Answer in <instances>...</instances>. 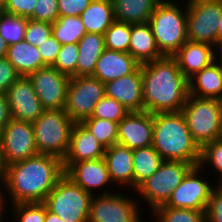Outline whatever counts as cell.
Wrapping results in <instances>:
<instances>
[{"label": "cell", "mask_w": 222, "mask_h": 222, "mask_svg": "<svg viewBox=\"0 0 222 222\" xmlns=\"http://www.w3.org/2000/svg\"><path fill=\"white\" fill-rule=\"evenodd\" d=\"M63 175V160L37 154L5 166L1 185L10 205L39 203L44 202Z\"/></svg>", "instance_id": "6da1fadb"}, {"label": "cell", "mask_w": 222, "mask_h": 222, "mask_svg": "<svg viewBox=\"0 0 222 222\" xmlns=\"http://www.w3.org/2000/svg\"><path fill=\"white\" fill-rule=\"evenodd\" d=\"M144 111L179 112L189 96L188 78L173 57L164 56L142 64Z\"/></svg>", "instance_id": "7a4b0ae2"}, {"label": "cell", "mask_w": 222, "mask_h": 222, "mask_svg": "<svg viewBox=\"0 0 222 222\" xmlns=\"http://www.w3.org/2000/svg\"><path fill=\"white\" fill-rule=\"evenodd\" d=\"M152 146L165 161L199 165L200 147L193 140L181 111L153 114Z\"/></svg>", "instance_id": "3957f363"}, {"label": "cell", "mask_w": 222, "mask_h": 222, "mask_svg": "<svg viewBox=\"0 0 222 222\" xmlns=\"http://www.w3.org/2000/svg\"><path fill=\"white\" fill-rule=\"evenodd\" d=\"M186 22L187 2L185 0H162L156 6L148 23L163 56L172 57L188 40Z\"/></svg>", "instance_id": "277c9868"}, {"label": "cell", "mask_w": 222, "mask_h": 222, "mask_svg": "<svg viewBox=\"0 0 222 222\" xmlns=\"http://www.w3.org/2000/svg\"><path fill=\"white\" fill-rule=\"evenodd\" d=\"M32 124L38 153L63 160L75 124L65 110H45Z\"/></svg>", "instance_id": "5b68a950"}, {"label": "cell", "mask_w": 222, "mask_h": 222, "mask_svg": "<svg viewBox=\"0 0 222 222\" xmlns=\"http://www.w3.org/2000/svg\"><path fill=\"white\" fill-rule=\"evenodd\" d=\"M192 138L200 149L219 140L222 121V101L189 95L181 109Z\"/></svg>", "instance_id": "8992f818"}, {"label": "cell", "mask_w": 222, "mask_h": 222, "mask_svg": "<svg viewBox=\"0 0 222 222\" xmlns=\"http://www.w3.org/2000/svg\"><path fill=\"white\" fill-rule=\"evenodd\" d=\"M92 198L93 195L64 174L43 203L63 222H88Z\"/></svg>", "instance_id": "52a82bcc"}, {"label": "cell", "mask_w": 222, "mask_h": 222, "mask_svg": "<svg viewBox=\"0 0 222 222\" xmlns=\"http://www.w3.org/2000/svg\"><path fill=\"white\" fill-rule=\"evenodd\" d=\"M192 167L191 163L164 160L159 169L135 190L136 196L140 198L137 199L139 204L143 203L142 208L147 203L145 208L149 207L147 211L150 213L165 204Z\"/></svg>", "instance_id": "ba28073f"}, {"label": "cell", "mask_w": 222, "mask_h": 222, "mask_svg": "<svg viewBox=\"0 0 222 222\" xmlns=\"http://www.w3.org/2000/svg\"><path fill=\"white\" fill-rule=\"evenodd\" d=\"M117 191L93 196L88 222H148L143 221L144 214L135 191Z\"/></svg>", "instance_id": "9c48e42d"}, {"label": "cell", "mask_w": 222, "mask_h": 222, "mask_svg": "<svg viewBox=\"0 0 222 222\" xmlns=\"http://www.w3.org/2000/svg\"><path fill=\"white\" fill-rule=\"evenodd\" d=\"M185 1L188 41L207 43L217 48V28L222 16V0Z\"/></svg>", "instance_id": "30bf717a"}, {"label": "cell", "mask_w": 222, "mask_h": 222, "mask_svg": "<svg viewBox=\"0 0 222 222\" xmlns=\"http://www.w3.org/2000/svg\"><path fill=\"white\" fill-rule=\"evenodd\" d=\"M105 96V84L93 76L70 77L65 112L74 123L92 116L95 105Z\"/></svg>", "instance_id": "8fae6325"}, {"label": "cell", "mask_w": 222, "mask_h": 222, "mask_svg": "<svg viewBox=\"0 0 222 222\" xmlns=\"http://www.w3.org/2000/svg\"><path fill=\"white\" fill-rule=\"evenodd\" d=\"M205 173L208 174V171L203 170L199 165L193 166L164 205L171 208L206 210L213 188L217 183H214V178L210 180V176L208 177Z\"/></svg>", "instance_id": "7c38bea8"}, {"label": "cell", "mask_w": 222, "mask_h": 222, "mask_svg": "<svg viewBox=\"0 0 222 222\" xmlns=\"http://www.w3.org/2000/svg\"><path fill=\"white\" fill-rule=\"evenodd\" d=\"M37 154L33 124L11 119L0 133V158L3 167Z\"/></svg>", "instance_id": "4fadbf2b"}, {"label": "cell", "mask_w": 222, "mask_h": 222, "mask_svg": "<svg viewBox=\"0 0 222 222\" xmlns=\"http://www.w3.org/2000/svg\"><path fill=\"white\" fill-rule=\"evenodd\" d=\"M63 168L66 176L93 196L106 195L118 190L111 182L104 158L63 163Z\"/></svg>", "instance_id": "5bb4252c"}, {"label": "cell", "mask_w": 222, "mask_h": 222, "mask_svg": "<svg viewBox=\"0 0 222 222\" xmlns=\"http://www.w3.org/2000/svg\"><path fill=\"white\" fill-rule=\"evenodd\" d=\"M45 110H64L70 77L47 66L28 76Z\"/></svg>", "instance_id": "9a60e30c"}, {"label": "cell", "mask_w": 222, "mask_h": 222, "mask_svg": "<svg viewBox=\"0 0 222 222\" xmlns=\"http://www.w3.org/2000/svg\"><path fill=\"white\" fill-rule=\"evenodd\" d=\"M5 95L12 119L33 123L45 111L28 76H20Z\"/></svg>", "instance_id": "2e32d148"}, {"label": "cell", "mask_w": 222, "mask_h": 222, "mask_svg": "<svg viewBox=\"0 0 222 222\" xmlns=\"http://www.w3.org/2000/svg\"><path fill=\"white\" fill-rule=\"evenodd\" d=\"M153 114L142 112H129L118 123L117 144L137 149L152 146Z\"/></svg>", "instance_id": "e0dca14e"}, {"label": "cell", "mask_w": 222, "mask_h": 222, "mask_svg": "<svg viewBox=\"0 0 222 222\" xmlns=\"http://www.w3.org/2000/svg\"><path fill=\"white\" fill-rule=\"evenodd\" d=\"M105 96L117 100L129 112L144 111L142 64L133 73L105 83Z\"/></svg>", "instance_id": "ac0fdd59"}, {"label": "cell", "mask_w": 222, "mask_h": 222, "mask_svg": "<svg viewBox=\"0 0 222 222\" xmlns=\"http://www.w3.org/2000/svg\"><path fill=\"white\" fill-rule=\"evenodd\" d=\"M217 52L218 49L213 45L187 40L172 57L180 71L189 79L196 72L211 65Z\"/></svg>", "instance_id": "d6986e66"}, {"label": "cell", "mask_w": 222, "mask_h": 222, "mask_svg": "<svg viewBox=\"0 0 222 222\" xmlns=\"http://www.w3.org/2000/svg\"><path fill=\"white\" fill-rule=\"evenodd\" d=\"M104 160L113 185L120 190L133 191V155L132 149L120 144H113L106 149Z\"/></svg>", "instance_id": "ffe728a7"}, {"label": "cell", "mask_w": 222, "mask_h": 222, "mask_svg": "<svg viewBox=\"0 0 222 222\" xmlns=\"http://www.w3.org/2000/svg\"><path fill=\"white\" fill-rule=\"evenodd\" d=\"M106 148L81 123H75L71 131L69 149L63 163L95 160L104 157Z\"/></svg>", "instance_id": "44dd1931"}, {"label": "cell", "mask_w": 222, "mask_h": 222, "mask_svg": "<svg viewBox=\"0 0 222 222\" xmlns=\"http://www.w3.org/2000/svg\"><path fill=\"white\" fill-rule=\"evenodd\" d=\"M140 64L128 52L105 49L93 72V77L104 84L133 73Z\"/></svg>", "instance_id": "7402d4cb"}, {"label": "cell", "mask_w": 222, "mask_h": 222, "mask_svg": "<svg viewBox=\"0 0 222 222\" xmlns=\"http://www.w3.org/2000/svg\"><path fill=\"white\" fill-rule=\"evenodd\" d=\"M129 53L140 65L164 57L148 22L131 24Z\"/></svg>", "instance_id": "603a6c76"}, {"label": "cell", "mask_w": 222, "mask_h": 222, "mask_svg": "<svg viewBox=\"0 0 222 222\" xmlns=\"http://www.w3.org/2000/svg\"><path fill=\"white\" fill-rule=\"evenodd\" d=\"M188 82L189 95L222 101V75L216 61L196 72L188 79Z\"/></svg>", "instance_id": "cb8c5ba5"}, {"label": "cell", "mask_w": 222, "mask_h": 222, "mask_svg": "<svg viewBox=\"0 0 222 222\" xmlns=\"http://www.w3.org/2000/svg\"><path fill=\"white\" fill-rule=\"evenodd\" d=\"M6 58L20 76H29L38 69L47 67L39 49L25 40L9 45Z\"/></svg>", "instance_id": "d4e9b609"}, {"label": "cell", "mask_w": 222, "mask_h": 222, "mask_svg": "<svg viewBox=\"0 0 222 222\" xmlns=\"http://www.w3.org/2000/svg\"><path fill=\"white\" fill-rule=\"evenodd\" d=\"M76 76H93L96 62L105 50L103 34L86 33L78 42Z\"/></svg>", "instance_id": "484cf974"}, {"label": "cell", "mask_w": 222, "mask_h": 222, "mask_svg": "<svg viewBox=\"0 0 222 222\" xmlns=\"http://www.w3.org/2000/svg\"><path fill=\"white\" fill-rule=\"evenodd\" d=\"M114 19L128 24L147 23L162 0H112Z\"/></svg>", "instance_id": "4316f807"}, {"label": "cell", "mask_w": 222, "mask_h": 222, "mask_svg": "<svg viewBox=\"0 0 222 222\" xmlns=\"http://www.w3.org/2000/svg\"><path fill=\"white\" fill-rule=\"evenodd\" d=\"M86 33L103 34L115 21L112 0H92L80 15Z\"/></svg>", "instance_id": "83f0119b"}, {"label": "cell", "mask_w": 222, "mask_h": 222, "mask_svg": "<svg viewBox=\"0 0 222 222\" xmlns=\"http://www.w3.org/2000/svg\"><path fill=\"white\" fill-rule=\"evenodd\" d=\"M132 155L133 191H135L145 180L159 169L164 160L153 146L133 149Z\"/></svg>", "instance_id": "f1b7e54d"}, {"label": "cell", "mask_w": 222, "mask_h": 222, "mask_svg": "<svg viewBox=\"0 0 222 222\" xmlns=\"http://www.w3.org/2000/svg\"><path fill=\"white\" fill-rule=\"evenodd\" d=\"M85 34L80 16L59 17L52 23V35L61 45L78 43Z\"/></svg>", "instance_id": "f546056e"}, {"label": "cell", "mask_w": 222, "mask_h": 222, "mask_svg": "<svg viewBox=\"0 0 222 222\" xmlns=\"http://www.w3.org/2000/svg\"><path fill=\"white\" fill-rule=\"evenodd\" d=\"M205 211L188 208H171L163 204L149 213L152 215L150 222H206Z\"/></svg>", "instance_id": "4dcf8cb0"}, {"label": "cell", "mask_w": 222, "mask_h": 222, "mask_svg": "<svg viewBox=\"0 0 222 222\" xmlns=\"http://www.w3.org/2000/svg\"><path fill=\"white\" fill-rule=\"evenodd\" d=\"M81 124L88 129L93 136L107 149L113 144H117L118 123L106 119L89 117Z\"/></svg>", "instance_id": "1f68e13d"}, {"label": "cell", "mask_w": 222, "mask_h": 222, "mask_svg": "<svg viewBox=\"0 0 222 222\" xmlns=\"http://www.w3.org/2000/svg\"><path fill=\"white\" fill-rule=\"evenodd\" d=\"M26 26L27 18L0 12V35L8 45L24 40Z\"/></svg>", "instance_id": "d6a6232c"}, {"label": "cell", "mask_w": 222, "mask_h": 222, "mask_svg": "<svg viewBox=\"0 0 222 222\" xmlns=\"http://www.w3.org/2000/svg\"><path fill=\"white\" fill-rule=\"evenodd\" d=\"M199 166L203 170L207 169L208 171L209 168L210 171L212 168L213 170L212 172L214 174L209 171L210 175L212 174L214 176L215 174H218L214 176V178H216L215 183L219 182V184H222V141L221 140H216L207 143L200 149Z\"/></svg>", "instance_id": "836d02e7"}, {"label": "cell", "mask_w": 222, "mask_h": 222, "mask_svg": "<svg viewBox=\"0 0 222 222\" xmlns=\"http://www.w3.org/2000/svg\"><path fill=\"white\" fill-rule=\"evenodd\" d=\"M131 34V24L114 21L104 33L105 49L128 52Z\"/></svg>", "instance_id": "e575fe53"}, {"label": "cell", "mask_w": 222, "mask_h": 222, "mask_svg": "<svg viewBox=\"0 0 222 222\" xmlns=\"http://www.w3.org/2000/svg\"><path fill=\"white\" fill-rule=\"evenodd\" d=\"M9 208L11 210L10 212L13 213L10 215V220L12 219V222L45 221L46 205L43 202L13 204L11 206L9 205Z\"/></svg>", "instance_id": "d590c367"}, {"label": "cell", "mask_w": 222, "mask_h": 222, "mask_svg": "<svg viewBox=\"0 0 222 222\" xmlns=\"http://www.w3.org/2000/svg\"><path fill=\"white\" fill-rule=\"evenodd\" d=\"M78 51V43L61 45L60 51L51 67L69 77H76Z\"/></svg>", "instance_id": "8d00e7d4"}, {"label": "cell", "mask_w": 222, "mask_h": 222, "mask_svg": "<svg viewBox=\"0 0 222 222\" xmlns=\"http://www.w3.org/2000/svg\"><path fill=\"white\" fill-rule=\"evenodd\" d=\"M128 109L115 99L104 96L96 105L91 117L106 119L119 123Z\"/></svg>", "instance_id": "74e56055"}, {"label": "cell", "mask_w": 222, "mask_h": 222, "mask_svg": "<svg viewBox=\"0 0 222 222\" xmlns=\"http://www.w3.org/2000/svg\"><path fill=\"white\" fill-rule=\"evenodd\" d=\"M52 35V23L27 18L24 40L38 47Z\"/></svg>", "instance_id": "f35d334b"}, {"label": "cell", "mask_w": 222, "mask_h": 222, "mask_svg": "<svg viewBox=\"0 0 222 222\" xmlns=\"http://www.w3.org/2000/svg\"><path fill=\"white\" fill-rule=\"evenodd\" d=\"M30 19L54 23L59 18L58 0H38Z\"/></svg>", "instance_id": "ab89813d"}, {"label": "cell", "mask_w": 222, "mask_h": 222, "mask_svg": "<svg viewBox=\"0 0 222 222\" xmlns=\"http://www.w3.org/2000/svg\"><path fill=\"white\" fill-rule=\"evenodd\" d=\"M205 212L206 222H222V184L214 186Z\"/></svg>", "instance_id": "60d3db41"}, {"label": "cell", "mask_w": 222, "mask_h": 222, "mask_svg": "<svg viewBox=\"0 0 222 222\" xmlns=\"http://www.w3.org/2000/svg\"><path fill=\"white\" fill-rule=\"evenodd\" d=\"M38 0H5L2 10L6 13L29 18L36 7Z\"/></svg>", "instance_id": "b9f144b4"}, {"label": "cell", "mask_w": 222, "mask_h": 222, "mask_svg": "<svg viewBox=\"0 0 222 222\" xmlns=\"http://www.w3.org/2000/svg\"><path fill=\"white\" fill-rule=\"evenodd\" d=\"M20 77L15 67L5 58L0 59V93H6Z\"/></svg>", "instance_id": "7bdbcfd3"}, {"label": "cell", "mask_w": 222, "mask_h": 222, "mask_svg": "<svg viewBox=\"0 0 222 222\" xmlns=\"http://www.w3.org/2000/svg\"><path fill=\"white\" fill-rule=\"evenodd\" d=\"M60 48V42L53 35L38 46L39 53L41 54L43 63L46 66H52L54 64Z\"/></svg>", "instance_id": "ee69618b"}, {"label": "cell", "mask_w": 222, "mask_h": 222, "mask_svg": "<svg viewBox=\"0 0 222 222\" xmlns=\"http://www.w3.org/2000/svg\"><path fill=\"white\" fill-rule=\"evenodd\" d=\"M92 0H58L59 17L80 16Z\"/></svg>", "instance_id": "f6af8a7d"}, {"label": "cell", "mask_w": 222, "mask_h": 222, "mask_svg": "<svg viewBox=\"0 0 222 222\" xmlns=\"http://www.w3.org/2000/svg\"><path fill=\"white\" fill-rule=\"evenodd\" d=\"M11 119V110L7 97L5 93H0V133Z\"/></svg>", "instance_id": "bcb514c9"}, {"label": "cell", "mask_w": 222, "mask_h": 222, "mask_svg": "<svg viewBox=\"0 0 222 222\" xmlns=\"http://www.w3.org/2000/svg\"><path fill=\"white\" fill-rule=\"evenodd\" d=\"M8 207H9L8 206V200L6 199L3 187L0 184V222H5V221L8 222V221H10L9 218L7 219L8 214H10V212L8 213V211H10Z\"/></svg>", "instance_id": "7dc6e473"}, {"label": "cell", "mask_w": 222, "mask_h": 222, "mask_svg": "<svg viewBox=\"0 0 222 222\" xmlns=\"http://www.w3.org/2000/svg\"><path fill=\"white\" fill-rule=\"evenodd\" d=\"M217 49L222 50V16L219 19V25L217 28Z\"/></svg>", "instance_id": "c3c4849f"}, {"label": "cell", "mask_w": 222, "mask_h": 222, "mask_svg": "<svg viewBox=\"0 0 222 222\" xmlns=\"http://www.w3.org/2000/svg\"><path fill=\"white\" fill-rule=\"evenodd\" d=\"M44 222H63V220L59 216L48 211L46 207V215Z\"/></svg>", "instance_id": "681fc988"}, {"label": "cell", "mask_w": 222, "mask_h": 222, "mask_svg": "<svg viewBox=\"0 0 222 222\" xmlns=\"http://www.w3.org/2000/svg\"><path fill=\"white\" fill-rule=\"evenodd\" d=\"M9 45L0 35V59L7 56V49Z\"/></svg>", "instance_id": "f907efd6"}, {"label": "cell", "mask_w": 222, "mask_h": 222, "mask_svg": "<svg viewBox=\"0 0 222 222\" xmlns=\"http://www.w3.org/2000/svg\"><path fill=\"white\" fill-rule=\"evenodd\" d=\"M215 61L218 63L222 75V50H218Z\"/></svg>", "instance_id": "816d5d0a"}, {"label": "cell", "mask_w": 222, "mask_h": 222, "mask_svg": "<svg viewBox=\"0 0 222 222\" xmlns=\"http://www.w3.org/2000/svg\"><path fill=\"white\" fill-rule=\"evenodd\" d=\"M3 173H4V167L2 165V161L0 158V184L2 183V180H3Z\"/></svg>", "instance_id": "f5cc1de1"}, {"label": "cell", "mask_w": 222, "mask_h": 222, "mask_svg": "<svg viewBox=\"0 0 222 222\" xmlns=\"http://www.w3.org/2000/svg\"><path fill=\"white\" fill-rule=\"evenodd\" d=\"M219 140L222 141V121H221V133H220V136H219Z\"/></svg>", "instance_id": "db71d44e"}, {"label": "cell", "mask_w": 222, "mask_h": 222, "mask_svg": "<svg viewBox=\"0 0 222 222\" xmlns=\"http://www.w3.org/2000/svg\"><path fill=\"white\" fill-rule=\"evenodd\" d=\"M5 0H0V6L2 7V5L4 4Z\"/></svg>", "instance_id": "11a10c76"}]
</instances>
